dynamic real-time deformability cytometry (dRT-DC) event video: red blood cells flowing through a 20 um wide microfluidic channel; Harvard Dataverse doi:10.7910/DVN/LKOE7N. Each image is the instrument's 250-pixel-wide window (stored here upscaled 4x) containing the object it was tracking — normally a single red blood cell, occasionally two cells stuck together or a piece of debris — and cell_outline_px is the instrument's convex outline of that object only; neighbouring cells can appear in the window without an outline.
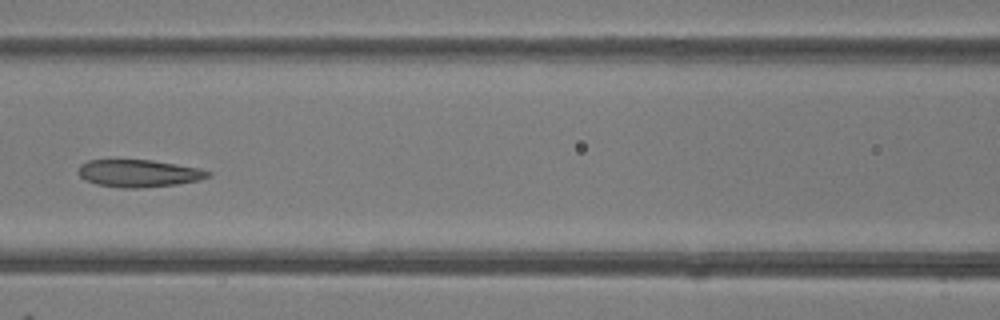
{"species": "common noctule bat (a hibernating species)", "species_latin": "Nyctalus noctula", "temperature_condition": "room temperature", "stored_images_in_passage": 6, "camera_frame_rate_fps": 3000, "um_per_image_px": 0.085, "animal": {"sex": "female"}, "frame": {"image": 1, "passage_image": 6, "time_ms": 5.667, "image_size_px": [1000, 320], "cell_outline_px": [[212, 176], [200, 180], [176, 184], [140, 188], [120, 188], [96, 184], [84, 180], [76, 172], [80, 164], [88, 160], [152, 160], [200, 168], [212, 172]], "centroid_in_image_um": [11.79, 14.73], "position_along_channel_um": 154.8, "area_um2": 20.92}}